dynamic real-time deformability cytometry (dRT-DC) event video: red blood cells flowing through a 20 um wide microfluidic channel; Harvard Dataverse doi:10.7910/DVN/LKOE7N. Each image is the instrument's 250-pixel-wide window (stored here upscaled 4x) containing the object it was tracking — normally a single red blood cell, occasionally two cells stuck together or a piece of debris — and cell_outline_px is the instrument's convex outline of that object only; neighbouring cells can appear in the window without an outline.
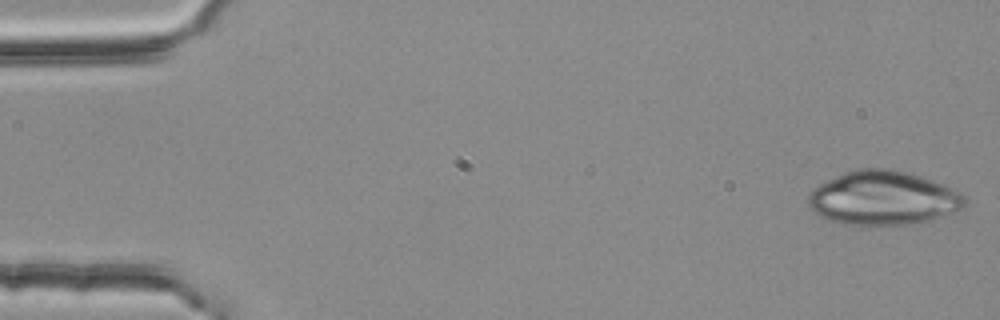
{"species": "common noctule bat (a hibernating species)", "species_latin": "Nyctalus noctula", "temperature_condition": "room temperature", "stored_images_in_passage": 53, "camera_frame_rate_fps": 3000, "um_per_image_px": 0.085, "animal": {"sex": "female", "body_mass_g": 25.1}, "frame": {"image": 1, "passage_image": 1, "time_ms": 0.0, "image_size_px": [1000, 320], "cell_outline_px": [[968, 204], [964, 208], [956, 212], [924, 220], [904, 224], [848, 224], [832, 220], [816, 212], [808, 204], [808, 196], [812, 188], [844, 172], [856, 168], [892, 168], [912, 172], [932, 180], [960, 192], [968, 200]], "centroid_in_image_um": [75.11, 16.79], "position_along_channel_um": 9.9, "area_um2": 48.84}}
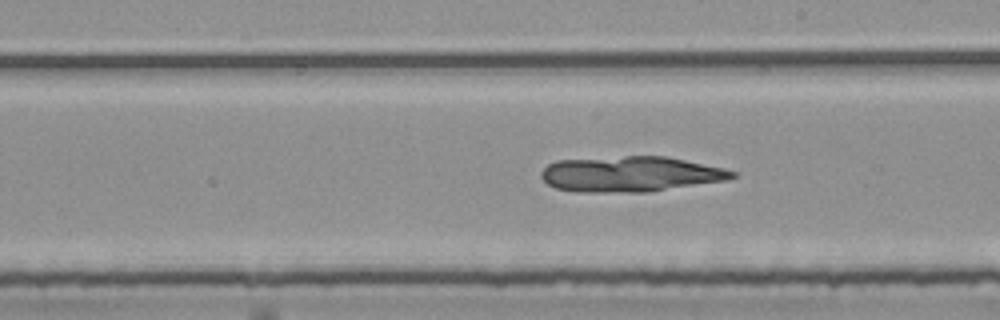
{"frame": {"image": 2, "passage_image": 30, "time_ms": 9.667, "image_size_px": [1000, 320], "cell_outline_px": [[736, 176], [724, 180], [648, 192], [576, 192], [556, 188], [548, 184], [540, 176], [540, 172], [548, 164], [556, 160], [624, 156], [668, 156], [724, 168], [736, 172]], "centroid_in_image_um": [53.55, 14.79], "position_along_channel_um": 235.5, "area_um2": 39.48}}
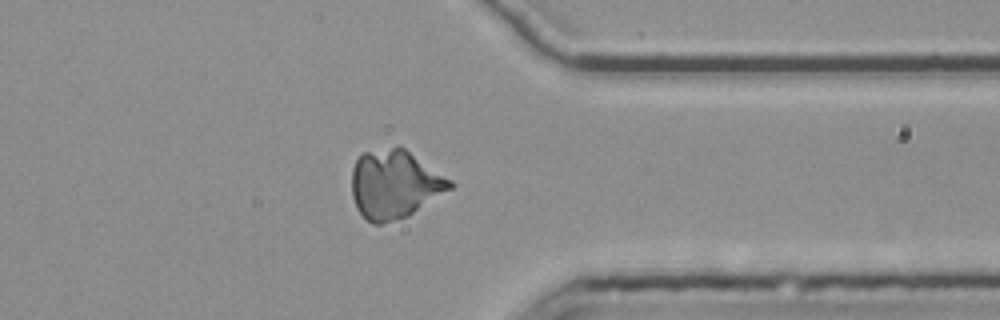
{"frame": {"image": 3, "passage_image": 42, "time_ms": 13.667, "image_size_px": [1000, 320], "cell_outline_px": [[456, 184], [452, 188], [408, 216], [380, 224], [372, 224], [356, 208], [352, 196], [352, 168], [356, 160], [364, 152], [396, 144], [404, 148], [452, 180]], "centroid_in_image_um": [33.53, 15.64], "position_along_channel_um": 377.9, "area_um2": 39.3}}